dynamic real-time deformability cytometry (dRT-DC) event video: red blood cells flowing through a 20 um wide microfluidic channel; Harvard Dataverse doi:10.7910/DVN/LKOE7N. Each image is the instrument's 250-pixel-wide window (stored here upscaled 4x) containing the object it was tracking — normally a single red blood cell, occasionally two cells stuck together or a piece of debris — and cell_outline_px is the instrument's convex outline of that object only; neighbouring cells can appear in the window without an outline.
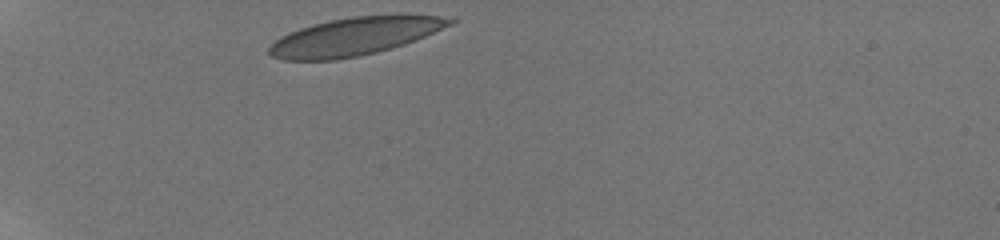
{"species": "human", "species_latin": "Homo sapiens", "temperature_condition": "room temperature", "stored_images_in_passage": 33, "camera_frame_rate_fps": 3000, "um_per_image_px": 0.085, "donor": {"sex": "male"}, "frame": {"image": 1, "passage_image": 1, "time_ms": 0.0, "image_size_px": [1000, 240], "cell_outline_px": [[460, 20], [452, 24], [424, 36], [404, 44], [376, 52], [360, 56], [336, 60], [280, 60], [272, 56], [268, 52], [268, 48], [280, 36], [288, 32], [312, 24], [352, 16], [456, 16]], "centroid_in_image_um": [30.12, 3.11], "position_along_channel_um": 54.9, "area_um2": 39.54}}
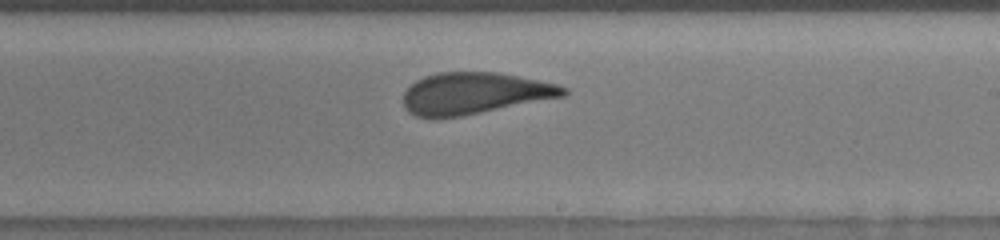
{"frame": {"image": 2, "passage_image": 19, "time_ms": 6.0, "image_size_px": [1000, 240], "cell_outline_px": [[568, 92], [564, 96], [464, 116], [432, 120], [416, 116], [408, 112], [404, 108], [404, 92], [416, 80], [424, 76], [440, 72], [496, 72], [556, 84], [568, 88]], "centroid_in_image_um": [40.27, 7.96], "position_along_channel_um": 248.7, "area_um2": 39.07}}
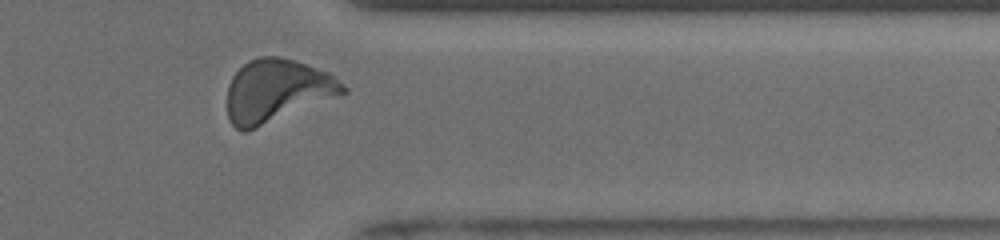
{"frame": {"image": 3, "passage_image": 30, "time_ms": 9.667, "image_size_px": [1000, 240], "cell_outline_px": [[348, 92], [248, 132], [240, 132], [228, 120], [228, 84], [232, 76], [248, 60], [260, 56], [276, 56], [292, 60], [328, 72], [348, 88]], "centroid_in_image_um": [23.51, 7.74], "position_along_channel_um": 387.9, "area_um2": 42.37}, "authors_computed_cell_mechanics": {"area_um2": 39.7664, "velocity_mm_per_s": 3.837, "shape_relaxation_time_tau1_ms": 5.4799, "shape_relaxation_time_tau2_ms": 0.8394, "deformation_change_tau1": 0.1726, "deformation_change_tau2": 0.064}}